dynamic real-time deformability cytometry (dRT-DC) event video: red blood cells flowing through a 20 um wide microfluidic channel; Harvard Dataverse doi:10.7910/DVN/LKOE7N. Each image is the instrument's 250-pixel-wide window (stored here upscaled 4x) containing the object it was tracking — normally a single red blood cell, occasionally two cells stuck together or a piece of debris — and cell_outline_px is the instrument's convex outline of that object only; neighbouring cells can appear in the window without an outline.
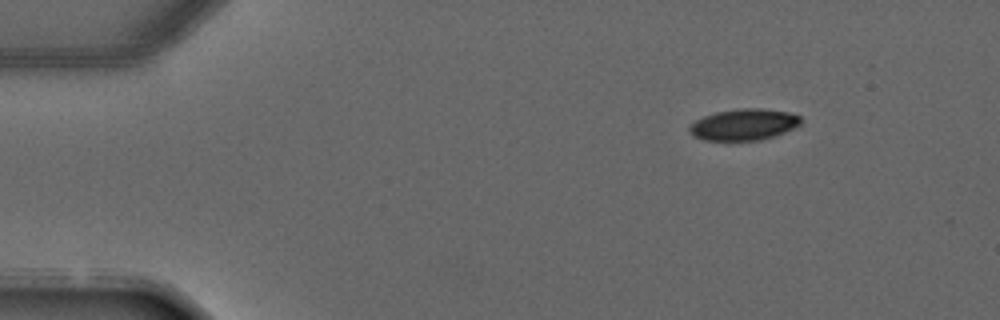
{"species": "common noctule bat (a hibernating species)", "species_latin": "Nyctalus noctula", "temperature_condition": "warm", "stored_images_in_passage": 2, "camera_frame_rate_fps": 3000, "um_per_image_px": 0.085, "animal": {"sex": "male", "forearm_length_mm": 52.5}, "frame": {"image": 1, "passage_image": 2, "time_ms": 1.333, "image_size_px": [1000, 320], "cell_outline_px": [[804, 120], [800, 124], [784, 132], [760, 140], [704, 140], [692, 136], [688, 128], [696, 120], [704, 116], [716, 112], [744, 108], [764, 108], [792, 112], [800, 116]], "centroid_in_image_um": [63.25, 10.57], "position_along_channel_um": 21.7, "area_um2": 20.35}}